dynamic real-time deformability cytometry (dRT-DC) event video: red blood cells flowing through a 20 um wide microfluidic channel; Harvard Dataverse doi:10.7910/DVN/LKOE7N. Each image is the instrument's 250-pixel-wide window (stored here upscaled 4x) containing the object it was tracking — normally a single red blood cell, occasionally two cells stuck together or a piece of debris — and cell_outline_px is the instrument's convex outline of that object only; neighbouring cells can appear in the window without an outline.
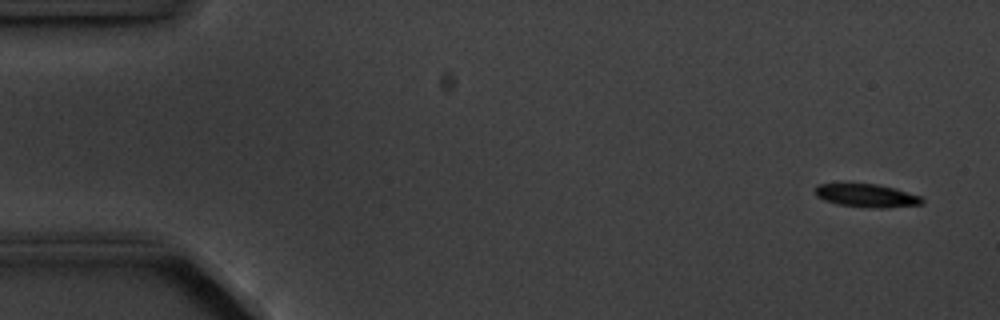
{"species": "common noctule bat (a hibernating species)", "species_latin": "Nyctalus noctula", "temperature_condition": "cold", "stored_images_in_passage": 4, "camera_frame_rate_fps": 3000, "um_per_image_px": 0.085, "animal": {"sex": "male", "body_mass_g": 20.1, "forearm_length_mm": 53.5}, "frame": {"image": 1, "passage_image": 1, "time_ms": 0.0, "image_size_px": [1000, 320], "cell_outline_px": [[924, 204], [888, 208], [872, 208], [840, 204], [824, 200], [816, 196], [816, 184], [876, 184], [892, 188], [920, 196], [924, 200]], "centroid_in_image_um": [73.69, 16.64], "position_along_channel_um": 11.3, "area_um2": 14.22}}